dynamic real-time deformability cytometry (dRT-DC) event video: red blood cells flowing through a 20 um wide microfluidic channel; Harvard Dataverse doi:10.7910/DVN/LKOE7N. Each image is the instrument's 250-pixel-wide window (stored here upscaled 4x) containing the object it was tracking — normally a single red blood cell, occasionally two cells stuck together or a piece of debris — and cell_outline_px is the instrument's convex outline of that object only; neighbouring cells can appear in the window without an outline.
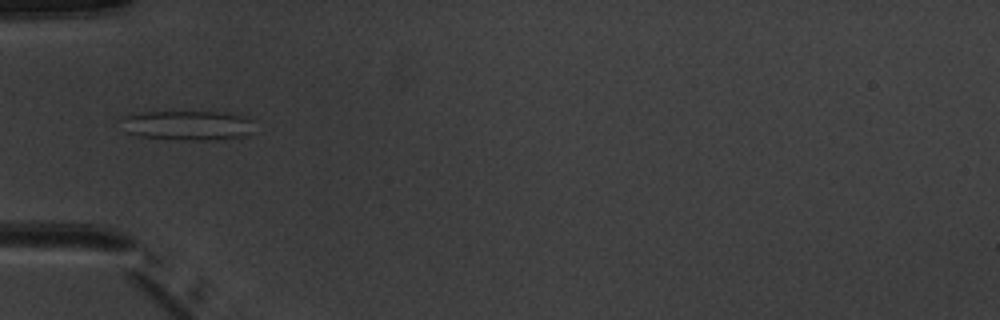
{"species": "common noctule bat (a hibernating species)", "species_latin": "Nyctalus noctula", "temperature_condition": "warm", "stored_images_in_passage": 4, "camera_frame_rate_fps": 3000, "um_per_image_px": 0.085, "animal": {"sex": "male", "body_mass_g": 20.1, "forearm_length_mm": 53.5}, "frame": {"image": 1, "passage_image": 4, "time_ms": 3.333, "image_size_px": [1000, 320], "cell_outline_px": [[252, 132], [244, 136], [208, 140], [184, 140], [140, 136], [124, 132], [116, 120], [120, 116], [140, 112], [240, 112], [252, 120]], "centroid_in_image_um": [15.88, 10.63], "position_along_channel_um": 69.1, "area_um2": 23.7}}